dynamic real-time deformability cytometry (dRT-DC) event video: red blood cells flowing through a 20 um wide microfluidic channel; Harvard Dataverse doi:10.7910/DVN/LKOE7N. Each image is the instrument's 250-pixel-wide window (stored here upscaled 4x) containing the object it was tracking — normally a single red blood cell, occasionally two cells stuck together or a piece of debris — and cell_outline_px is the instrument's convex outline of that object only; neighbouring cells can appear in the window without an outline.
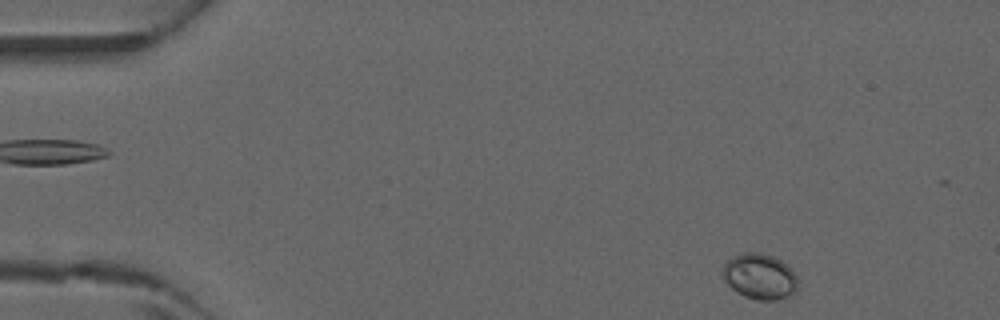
{"species": "common noctule bat (a hibernating species)", "species_latin": "Nyctalus noctula", "temperature_condition": "warm", "stored_images_in_passage": 10, "camera_frame_rate_fps": 3000, "um_per_image_px": 0.085, "animal": {"sex": "male", "forearm_length_mm": 52.5}, "frame": {"image": 1, "passage_image": 1, "time_ms": 0.0, "image_size_px": [1000, 320], "cell_outline_px": [[796, 292], [788, 296], [776, 300], [760, 300], [744, 296], [736, 292], [724, 280], [724, 264], [732, 256], [744, 252], [760, 252], [772, 256], [780, 260], [796, 276]], "centroid_in_image_um": [64.55, 23.5], "position_along_channel_um": 20.4, "area_um2": 19.65}}